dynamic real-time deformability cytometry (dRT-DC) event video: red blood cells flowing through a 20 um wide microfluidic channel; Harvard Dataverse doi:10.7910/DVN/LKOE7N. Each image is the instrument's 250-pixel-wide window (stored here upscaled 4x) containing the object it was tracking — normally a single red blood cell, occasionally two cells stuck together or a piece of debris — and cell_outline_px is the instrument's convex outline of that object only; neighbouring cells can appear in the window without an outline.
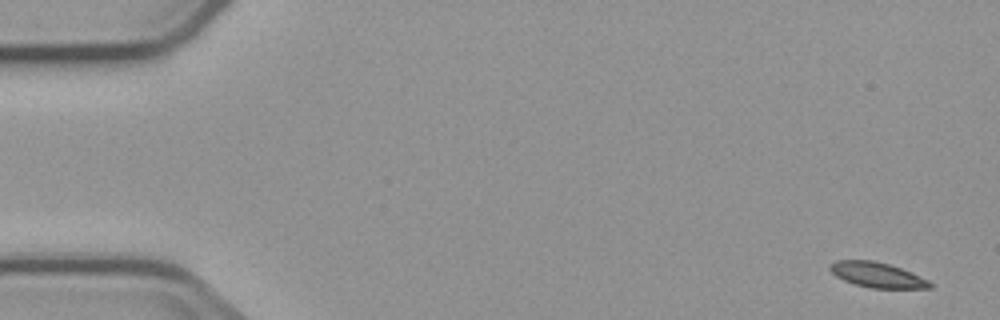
{"species": "common noctule bat (a hibernating species)", "species_latin": "Nyctalus noctula", "temperature_condition": "cold", "stored_images_in_passage": 5, "camera_frame_rate_fps": 3000, "um_per_image_px": 0.085, "animal": {"sex": "male", "body_mass_g": 23.1, "forearm_length_mm": 52.7}, "frame": {"image": 1, "passage_image": 1, "time_ms": 0.0, "image_size_px": [1000, 320], "cell_outline_px": [[932, 288], [872, 288], [856, 284], [844, 280], [836, 276], [828, 268], [828, 264], [836, 260], [872, 260], [888, 264], [900, 268], [920, 276], [928, 280], [932, 284]], "centroid_in_image_um": [74.53, 23.36], "position_along_channel_um": 10.5, "area_um2": 14.51}}
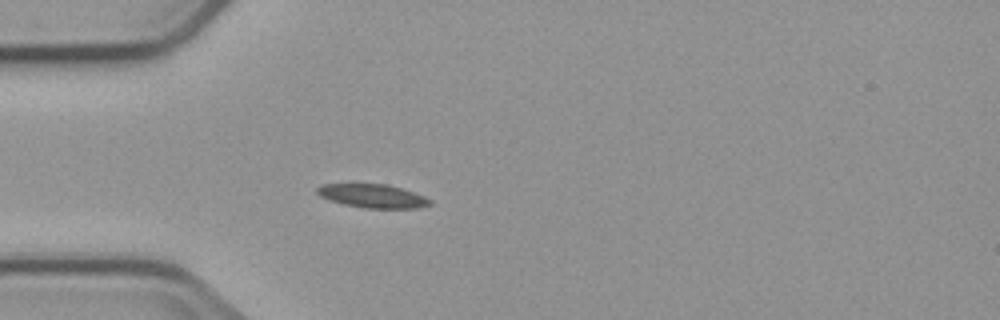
{"frame": {"image": 2, "passage_image": 5, "time_ms": 4.667, "image_size_px": [1000, 320], "cell_outline_px": [[432, 204], [420, 208], [364, 208], [344, 204], [328, 200], [320, 196], [316, 192], [316, 188], [320, 184], [384, 184], [400, 188], [424, 196], [432, 200]], "centroid_in_image_um": [31.65, 16.66], "position_along_channel_um": 53.3, "area_um2": 15.49}}